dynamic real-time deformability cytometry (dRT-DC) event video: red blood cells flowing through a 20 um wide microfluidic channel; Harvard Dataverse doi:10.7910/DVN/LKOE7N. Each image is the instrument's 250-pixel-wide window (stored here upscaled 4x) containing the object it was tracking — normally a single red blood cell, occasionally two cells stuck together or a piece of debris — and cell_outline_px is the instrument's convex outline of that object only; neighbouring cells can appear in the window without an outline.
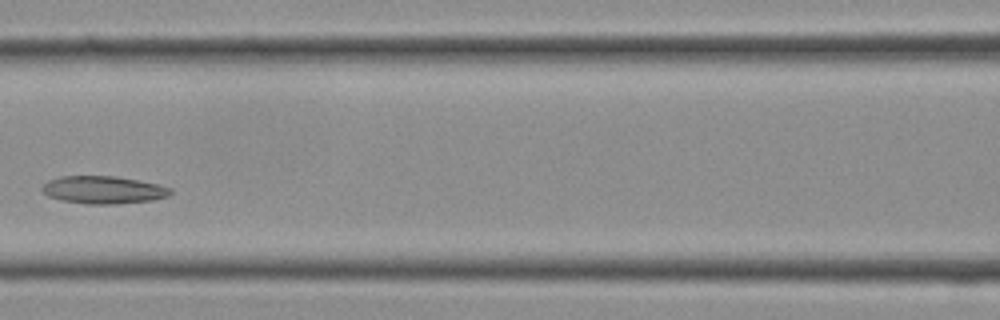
{"species": "Egyptian fruit bat (a non-hibernating species)", "species_latin": "Rousettus aegyptiacus", "temperature_condition": "cold", "stored_images_in_passage": 11, "camera_frame_rate_fps": 3000, "um_per_image_px": 0.085, "frame": {"image": 1, "passage_image": 10, "time_ms": 3.0, "image_size_px": [1000, 320], "cell_outline_px": [[172, 192], [168, 196], [152, 200], [116, 204], [84, 204], [64, 200], [48, 196], [40, 192], [40, 188], [48, 180], [60, 176], [116, 176], [156, 184], [172, 188]], "centroid_in_image_um": [8.75, 16.14], "position_along_channel_um": 157.9, "area_um2": 20.69}}